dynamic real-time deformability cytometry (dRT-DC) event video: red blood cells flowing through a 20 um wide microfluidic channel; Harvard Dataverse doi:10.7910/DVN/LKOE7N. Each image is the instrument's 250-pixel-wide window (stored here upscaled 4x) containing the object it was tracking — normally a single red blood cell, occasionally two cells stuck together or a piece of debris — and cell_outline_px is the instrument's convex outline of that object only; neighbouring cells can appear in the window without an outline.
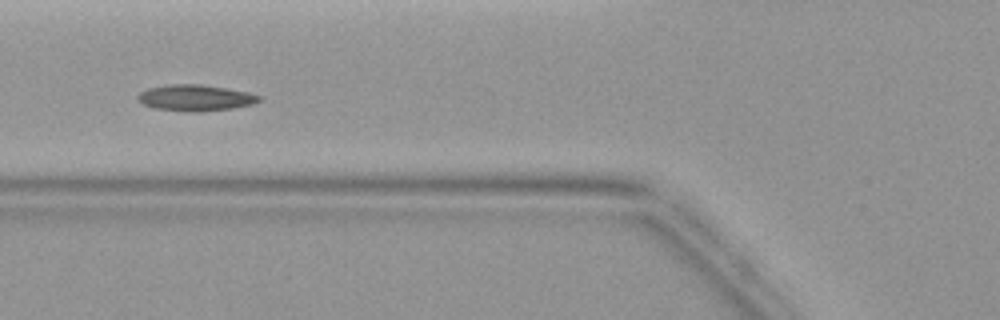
{"species": "common noctule bat (a hibernating species)", "species_latin": "Nyctalus noctula", "temperature_condition": "warm", "stored_images_in_passage": 5, "camera_frame_rate_fps": 3000, "um_per_image_px": 0.085, "animal": {"sex": "female", "body_mass_g": 19.9}, "frame": {"image": 1, "passage_image": 5, "time_ms": 4.667, "image_size_px": [1000, 320], "cell_outline_px": [[264, 100], [252, 104], [232, 108], [152, 108], [136, 100], [136, 96], [140, 92], [148, 88], [168, 84], [200, 84], [248, 92], [264, 96]], "centroid_in_image_um": [16.63, 8.24], "position_along_channel_um": 109.2, "area_um2": 17.46}}